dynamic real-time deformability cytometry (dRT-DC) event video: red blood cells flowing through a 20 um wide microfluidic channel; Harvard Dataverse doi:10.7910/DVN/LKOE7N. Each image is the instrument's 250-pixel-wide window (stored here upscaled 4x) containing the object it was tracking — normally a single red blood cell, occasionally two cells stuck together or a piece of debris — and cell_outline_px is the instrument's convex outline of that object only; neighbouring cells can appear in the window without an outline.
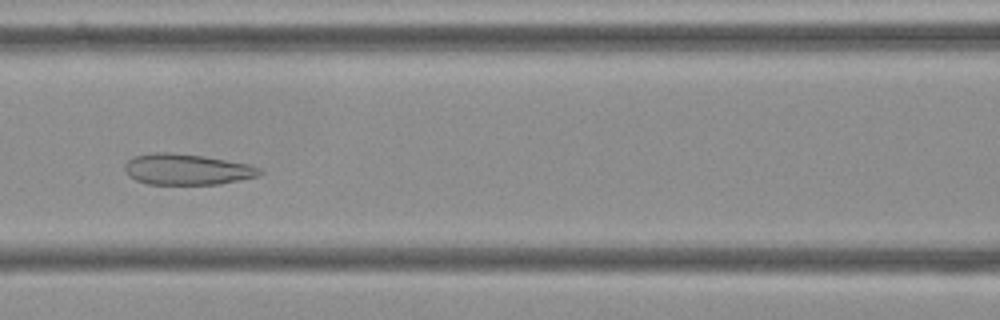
{"species": "Egyptian fruit bat (a non-hibernating species)", "species_latin": "Rousettus aegyptiacus", "temperature_condition": "cold", "stored_images_in_passage": 55, "camera_frame_rate_fps": 3000, "um_per_image_px": 0.085, "frame": {"image": 1, "passage_image": 24, "time_ms": 7.667, "image_size_px": [1000, 320], "cell_outline_px": [[264, 172], [256, 176], [220, 184], [148, 184], [136, 180], [128, 176], [124, 168], [124, 164], [132, 156], [152, 152], [168, 152], [204, 156], [248, 164], [260, 168]], "centroid_in_image_um": [15.84, 14.39], "position_along_channel_um": 150.8, "area_um2": 24.33}}
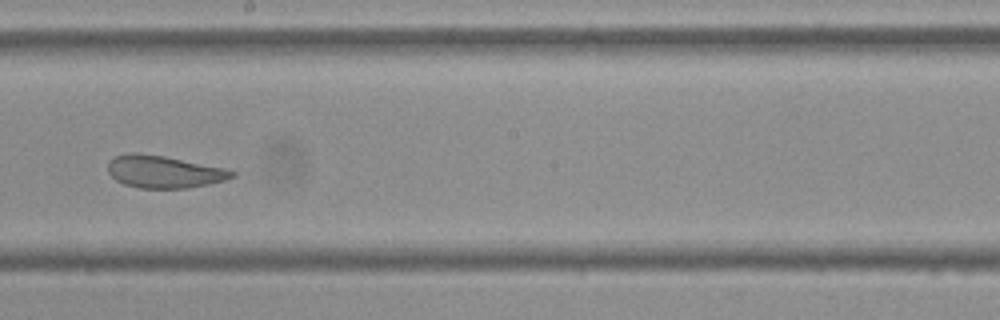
{"frame": {"image": 2, "passage_image": 31, "time_ms": 10.0, "image_size_px": [1000, 320], "cell_outline_px": [[236, 176], [224, 180], [208, 184], [188, 188], [140, 188], [124, 184], [116, 180], [108, 172], [108, 160], [116, 156], [128, 152], [136, 152], [164, 156], [224, 168], [236, 172]], "centroid_in_image_um": [13.91, 14.59], "position_along_channel_um": 234.3, "area_um2": 23.35}}
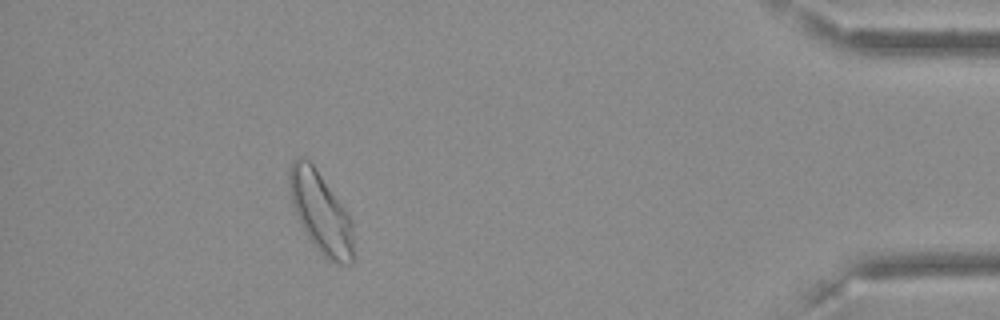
{"frame": {"image": 3, "passage_image": 50, "time_ms": 16.333, "image_size_px": [1000, 320], "cell_outline_px": [[352, 264], [340, 264], [328, 260], [316, 248], [304, 232], [296, 212], [292, 200], [288, 180], [288, 168], [292, 160], [296, 156], [304, 156], [312, 164], [348, 212], [352, 220]], "centroid_in_image_um": [27.24, 18.03], "position_along_channel_um": 408.0, "area_um2": 30.0}, "authors_computed_cell_mechanics": {"area_um2": 27.6862, "velocity_mm_per_s": 3.5968, "shape_relaxation_time_tau1_ms": null, "shape_relaxation_time_tau2_ms": 1.3642, "deformation_change_tau1": null, "deformation_change_tau2": 0.0858}}